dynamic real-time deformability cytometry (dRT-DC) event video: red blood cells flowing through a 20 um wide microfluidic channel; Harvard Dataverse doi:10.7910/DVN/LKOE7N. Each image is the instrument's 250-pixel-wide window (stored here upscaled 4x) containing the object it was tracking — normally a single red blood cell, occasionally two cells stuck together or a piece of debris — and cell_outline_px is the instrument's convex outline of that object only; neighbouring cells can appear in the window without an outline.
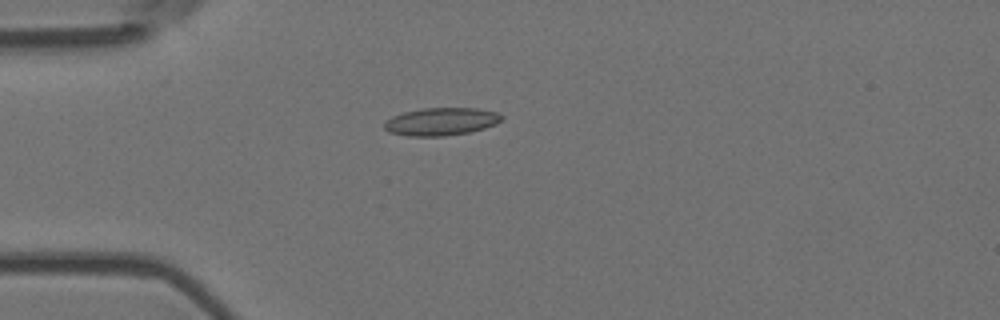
{"species": "Egyptian fruit bat (a non-hibernating species)", "species_latin": "Rousettus aegyptiacus", "temperature_condition": "room temperature", "stored_images_in_passage": 1, "camera_frame_rate_fps": 3000, "um_per_image_px": 0.085, "animal": {"sex": "female"}, "frame": {"image": 1, "passage_image": 1, "time_ms": 0.0, "image_size_px": [1000, 320], "cell_outline_px": [[504, 116], [496, 124], [484, 128], [468, 132], [444, 136], [408, 136], [388, 132], [384, 128], [384, 124], [392, 116], [404, 112], [424, 108], [476, 108], [496, 112]], "centroid_in_image_um": [37.49, 10.33], "position_along_channel_um": 47.5, "area_um2": 18.84}}